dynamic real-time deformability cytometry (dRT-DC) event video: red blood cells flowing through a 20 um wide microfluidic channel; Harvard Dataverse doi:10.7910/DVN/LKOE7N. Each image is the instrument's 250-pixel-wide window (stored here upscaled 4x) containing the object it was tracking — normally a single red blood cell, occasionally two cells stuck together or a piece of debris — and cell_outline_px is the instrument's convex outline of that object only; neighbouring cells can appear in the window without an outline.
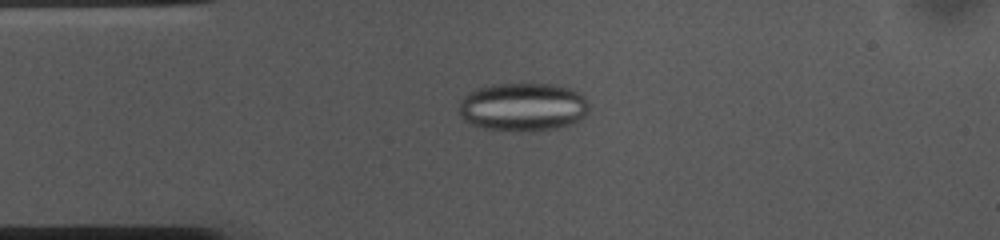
{"species": "common noctule bat (a hibernating species)", "species_latin": "Nyctalus noctula", "temperature_condition": "cold", "stored_images_in_passage": 52, "camera_frame_rate_fps": 3000, "um_per_image_px": 0.085, "animal": {"sex": "female", "body_mass_g": 10.0, "forearm_length_mm": 53.1}, "frame": {"image": 1, "passage_image": 11, "time_ms": 3.333, "image_size_px": [1000, 240], "cell_outline_px": [[588, 112], [576, 124], [560, 128], [532, 132], [516, 132], [484, 128], [472, 124], [464, 120], [460, 116], [460, 104], [464, 96], [468, 92], [492, 84], [552, 84], [572, 88], [580, 92], [584, 96], [588, 104]], "centroid_in_image_um": [44.51, 9.11], "position_along_channel_um": 40.5, "area_um2": 37.28}}
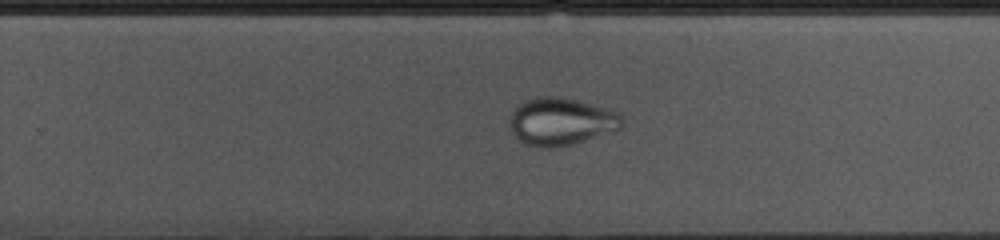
{"frame": {"image": 2, "passage_image": 32, "time_ms": 10.333, "image_size_px": [1000, 240], "cell_outline_px": [[620, 128], [612, 132], [572, 144], [552, 148], [540, 148], [524, 144], [512, 132], [508, 124], [508, 116], [524, 100], [536, 96], [560, 96], [576, 100], [620, 112]], "centroid_in_image_um": [47.63, 10.33], "position_along_channel_um": 282.2, "area_um2": 31.21}}
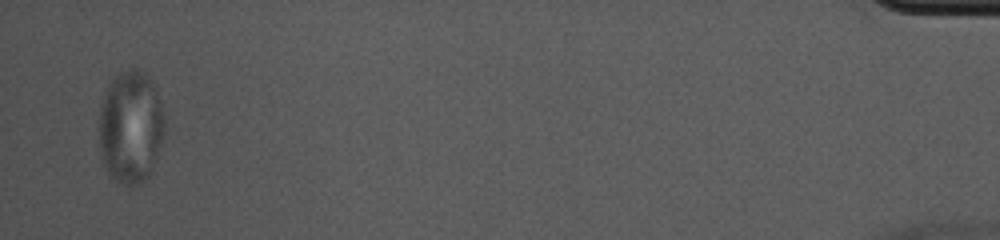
{"frame": {"image": 3, "passage_image": 51, "time_ms": 16.667, "image_size_px": [1000, 240], "cell_outline_px": [[164, 132], [160, 144], [148, 176], [136, 184], [128, 188], [120, 184], [108, 172], [104, 164], [100, 148], [100, 108], [108, 84], [120, 72], [128, 68], [140, 68], [148, 76], [152, 84], [160, 104], [164, 116]], "centroid_in_image_um": [11.09, 10.78], "position_along_channel_um": 424.1, "area_um2": 42.43}}